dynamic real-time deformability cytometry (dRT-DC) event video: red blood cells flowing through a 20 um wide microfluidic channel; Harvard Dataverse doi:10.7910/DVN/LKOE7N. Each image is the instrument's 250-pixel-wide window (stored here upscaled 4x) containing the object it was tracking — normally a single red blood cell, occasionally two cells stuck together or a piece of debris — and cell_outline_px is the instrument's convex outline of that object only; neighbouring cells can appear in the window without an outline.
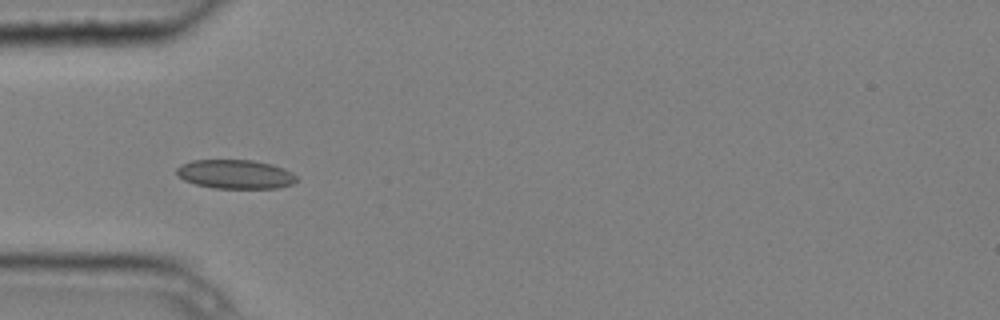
{"species": "common noctule bat (a hibernating species)", "species_latin": "Nyctalus noctula", "temperature_condition": "cold", "stored_images_in_passage": 4, "camera_frame_rate_fps": 3000, "um_per_image_px": 0.085, "animal": {"sex": "male", "body_mass_g": 20.4}, "frame": {"image": 1, "passage_image": 4, "time_ms": 1.0, "image_size_px": [1000, 320], "cell_outline_px": [[300, 180], [292, 184], [280, 188], [212, 188], [196, 184], [184, 180], [176, 172], [176, 168], [180, 164], [192, 160], [252, 160], [272, 164], [284, 168], [292, 172]], "centroid_in_image_um": [20.04, 14.81], "position_along_channel_um": 65.0, "area_um2": 20.46}}